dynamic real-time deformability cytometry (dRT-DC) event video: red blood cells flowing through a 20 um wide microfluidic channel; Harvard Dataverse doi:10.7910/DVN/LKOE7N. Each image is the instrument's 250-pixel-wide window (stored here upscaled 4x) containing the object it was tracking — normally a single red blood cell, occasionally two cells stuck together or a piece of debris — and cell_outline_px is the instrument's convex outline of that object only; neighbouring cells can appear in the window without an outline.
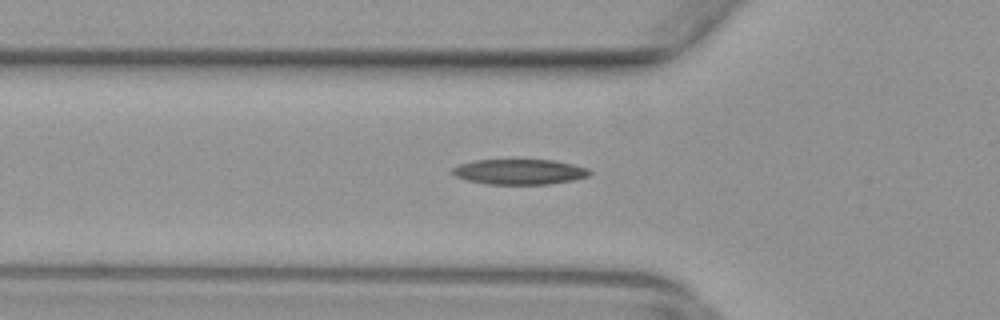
{"species": "common noctule bat (a hibernating species)", "species_latin": "Nyctalus noctula", "temperature_condition": "warm", "stored_images_in_passage": 28, "camera_frame_rate_fps": 3000, "um_per_image_px": 0.085, "animal": {"sex": "female", "body_mass_g": 29.2, "forearm_length_mm": 56.3}, "frame": {"image": 1, "passage_image": 2, "time_ms": 0.333, "image_size_px": [1000, 320], "cell_outline_px": [[588, 172], [584, 176], [568, 180], [540, 184], [492, 184], [472, 180], [460, 176], [452, 172], [456, 168], [464, 164], [480, 160], [548, 160], [568, 164], [584, 168]], "centroid_in_image_um": [44.13, 14.6], "position_along_channel_um": 81.7, "area_um2": 18.67}}
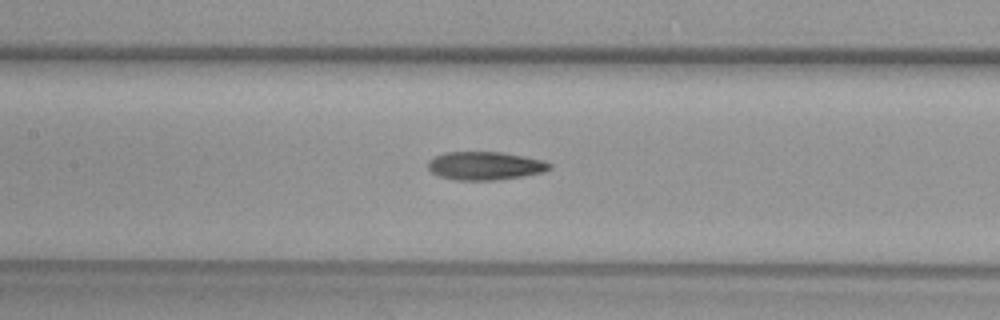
{"frame": {"image": 2, "passage_image": 8, "time_ms": 2.333, "image_size_px": [1000, 320], "cell_outline_px": [[548, 168], [536, 172], [516, 176], [476, 180], [472, 180], [444, 176], [436, 172], [432, 168], [432, 160], [440, 156], [456, 152], [496, 152], [536, 160], [548, 164]], "centroid_in_image_um": [41.21, 14.07], "position_along_channel_um": 166.2, "area_um2": 17.51}}
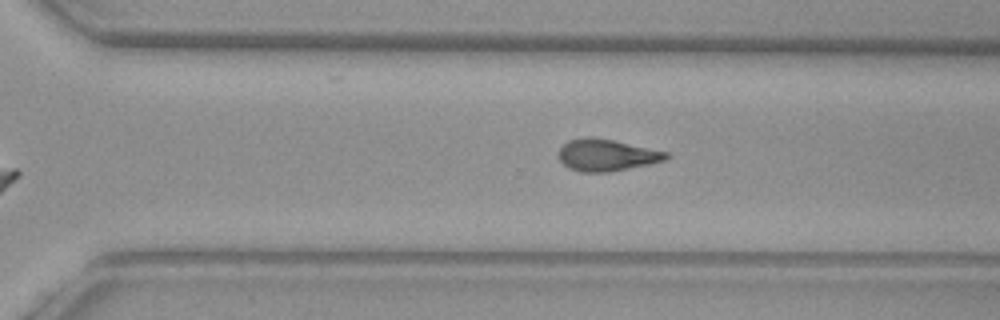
{"frame": {"image": 3, "passage_image": 19, "time_ms": 6.0, "image_size_px": [1000, 320], "cell_outline_px": [[668, 156], [660, 160], [624, 168], [596, 172], [592, 172], [572, 168], [564, 164], [560, 160], [560, 148], [564, 144], [572, 140], [608, 140], [664, 152]], "centroid_in_image_um": [51.48, 13.2], "position_along_channel_um": 319.1, "area_um2": 17.63}}